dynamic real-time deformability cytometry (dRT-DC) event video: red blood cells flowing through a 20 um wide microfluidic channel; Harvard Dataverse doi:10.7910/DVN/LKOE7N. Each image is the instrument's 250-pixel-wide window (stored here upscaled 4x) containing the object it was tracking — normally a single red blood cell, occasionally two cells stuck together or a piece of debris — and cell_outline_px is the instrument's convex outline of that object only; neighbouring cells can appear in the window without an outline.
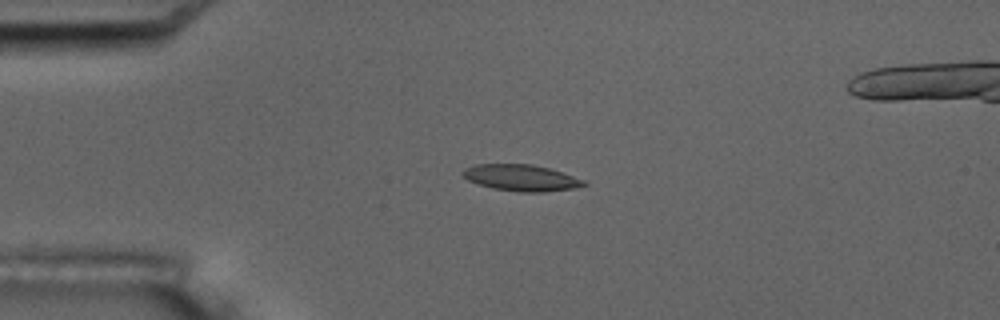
{"species": "common noctule bat (a hibernating species)", "species_latin": "Nyctalus noctula", "temperature_condition": "room temperature", "stored_images_in_passage": 4, "camera_frame_rate_fps": 3000, "um_per_image_px": 0.085, "animal": {"sex": "male", "body_mass_g": 17.5, "forearm_length_mm": 52.3}, "frame": {"image": 1, "passage_image": 3, "time_ms": 2.333, "image_size_px": [1000, 320], "cell_outline_px": [[588, 184], [576, 188], [544, 192], [520, 192], [492, 188], [468, 180], [460, 172], [464, 168], [476, 164], [532, 164], [548, 168], [584, 180]], "centroid_in_image_um": [44.28, 15.11], "position_along_channel_um": 40.7, "area_um2": 18.5}}